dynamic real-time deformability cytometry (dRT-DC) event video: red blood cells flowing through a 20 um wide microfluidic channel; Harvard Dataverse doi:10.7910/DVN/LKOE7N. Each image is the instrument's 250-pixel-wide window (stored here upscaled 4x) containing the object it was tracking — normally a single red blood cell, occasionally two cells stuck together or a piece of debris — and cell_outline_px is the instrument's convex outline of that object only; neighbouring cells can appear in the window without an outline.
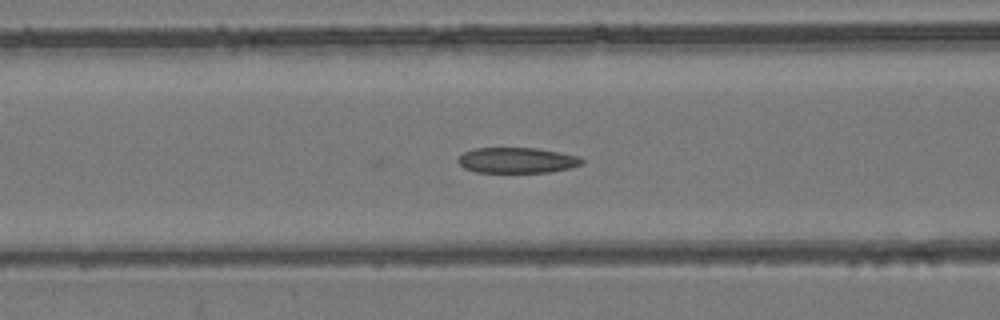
{"species": "common noctule bat (a hibernating species)", "species_latin": "Nyctalus noctula", "temperature_condition": "room temperature", "stored_images_in_passage": 49, "camera_frame_rate_fps": 3000, "um_per_image_px": 0.085, "animal": {"sex": "female", "body_mass_g": 24.6, "forearm_length_mm": 56.2}, "frame": {"image": 1, "passage_image": 22, "time_ms": 7.0, "image_size_px": [1000, 320], "cell_outline_px": [[584, 164], [572, 168], [548, 172], [476, 172], [464, 168], [456, 160], [464, 152], [476, 148], [536, 148], [560, 152], [580, 156], [584, 160]], "centroid_in_image_um": [43.99, 13.62], "position_along_channel_um": 122.6, "area_um2": 18.55}}
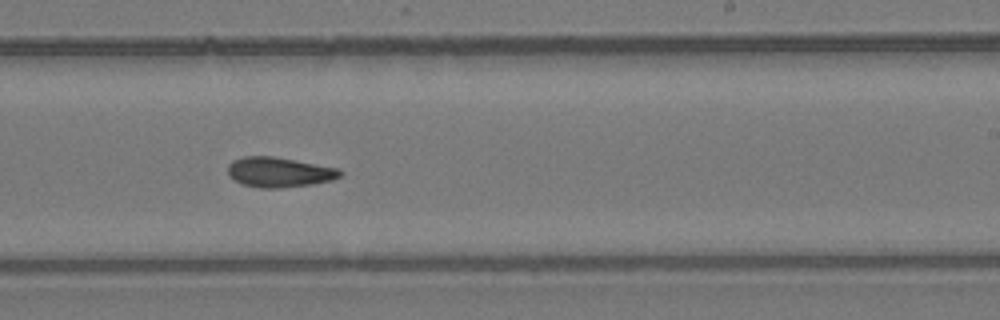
{"frame": {"image": 2, "passage_image": 33, "time_ms": 10.667, "image_size_px": [1000, 320], "cell_outline_px": [[344, 172], [340, 176], [332, 180], [312, 184], [280, 188], [260, 188], [244, 184], [228, 176], [228, 164], [232, 160], [244, 156], [272, 156], [340, 168]], "centroid_in_image_um": [23.74, 14.63], "position_along_channel_um": 265.3, "area_um2": 19.65}}
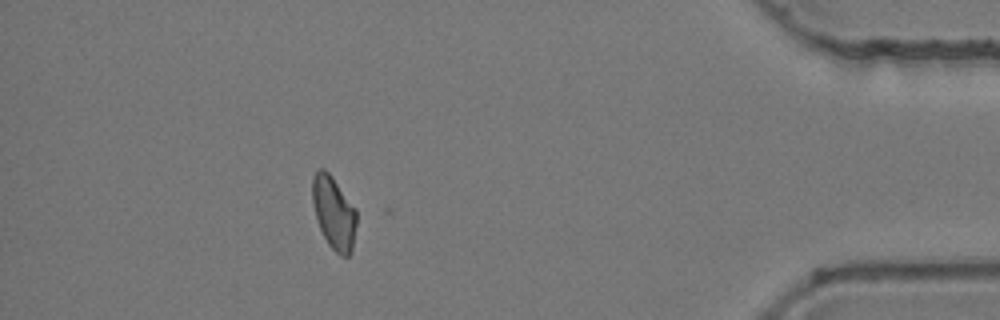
{"frame": {"image": 3, "passage_image": 48, "time_ms": 15.667, "image_size_px": [1000, 320], "cell_outline_px": [[356, 224], [352, 252], [348, 256], [340, 256], [328, 244], [316, 220], [312, 204], [312, 176], [316, 168], [324, 168], [332, 176], [356, 208]], "centroid_in_image_um": [28.36, 18.05], "position_along_channel_um": 406.8, "area_um2": 19.02}, "authors_computed_cell_mechanics": {"area_um2": 19.5364, "velocity_mm_per_s": 3.8893, "shape_relaxation_time_tau1_ms": null, "shape_relaxation_time_tau2_ms": 7.3635, "deformation_change_tau1": null, "deformation_change_tau2": 0.1062}}